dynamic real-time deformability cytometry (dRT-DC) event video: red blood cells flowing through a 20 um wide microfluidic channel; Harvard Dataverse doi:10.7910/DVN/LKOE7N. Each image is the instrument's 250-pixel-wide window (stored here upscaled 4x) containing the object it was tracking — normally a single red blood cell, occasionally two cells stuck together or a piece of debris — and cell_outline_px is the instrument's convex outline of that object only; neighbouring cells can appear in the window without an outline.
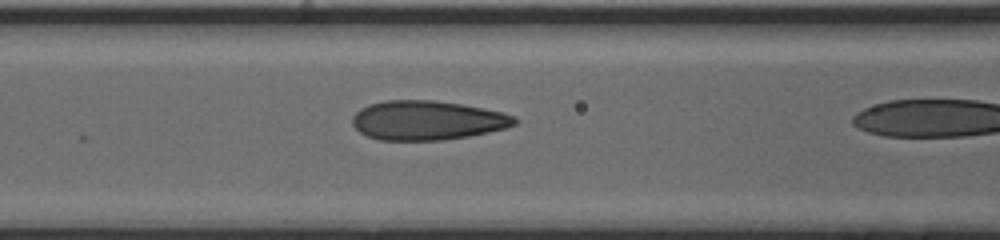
{"species": "human", "species_latin": "Homo sapiens", "temperature_condition": "cold", "stored_images_in_passage": 21, "camera_frame_rate_fps": 3000, "um_per_image_px": 0.085, "donor": {"sex": "male"}, "frame": {"image": 1, "passage_image": 20, "time_ms": 6.333, "image_size_px": [1000, 240], "cell_outline_px": [[516, 124], [504, 128], [488, 132], [468, 136], [440, 140], [380, 140], [368, 136], [360, 132], [352, 124], [352, 116], [360, 108], [368, 104], [384, 100], [432, 100], [460, 104], [484, 108], [504, 112], [516, 116]], "centroid_in_image_um": [36.3, 10.22], "position_along_channel_um": 130.3, "area_um2": 37.17}}